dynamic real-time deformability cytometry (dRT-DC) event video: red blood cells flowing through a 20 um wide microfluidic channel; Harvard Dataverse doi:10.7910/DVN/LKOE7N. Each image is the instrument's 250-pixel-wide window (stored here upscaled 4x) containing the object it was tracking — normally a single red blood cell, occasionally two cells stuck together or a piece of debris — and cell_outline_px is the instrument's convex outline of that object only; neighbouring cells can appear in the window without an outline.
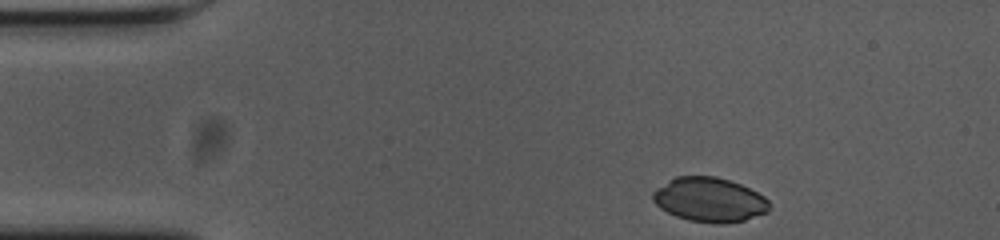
{"species": "common noctule bat (a hibernating species)", "species_latin": "Nyctalus noctula", "temperature_condition": "cold", "stored_images_in_passage": 13, "camera_frame_rate_fps": 3000, "um_per_image_px": 0.085, "animal": {"sex": "female", "body_mass_g": 23.0, "forearm_length_mm": 53.4}, "frame": {"image": 1, "passage_image": 1, "time_ms": 0.0, "image_size_px": [1000, 240], "cell_outline_px": [[768, 212], [744, 220], [724, 224], [716, 224], [688, 220], [676, 216], [660, 208], [652, 200], [652, 192], [656, 188], [668, 180], [676, 176], [716, 176], [740, 184], [764, 196], [768, 200]], "centroid_in_image_um": [60.27, 16.98], "position_along_channel_um": 24.7, "area_um2": 30.11}}